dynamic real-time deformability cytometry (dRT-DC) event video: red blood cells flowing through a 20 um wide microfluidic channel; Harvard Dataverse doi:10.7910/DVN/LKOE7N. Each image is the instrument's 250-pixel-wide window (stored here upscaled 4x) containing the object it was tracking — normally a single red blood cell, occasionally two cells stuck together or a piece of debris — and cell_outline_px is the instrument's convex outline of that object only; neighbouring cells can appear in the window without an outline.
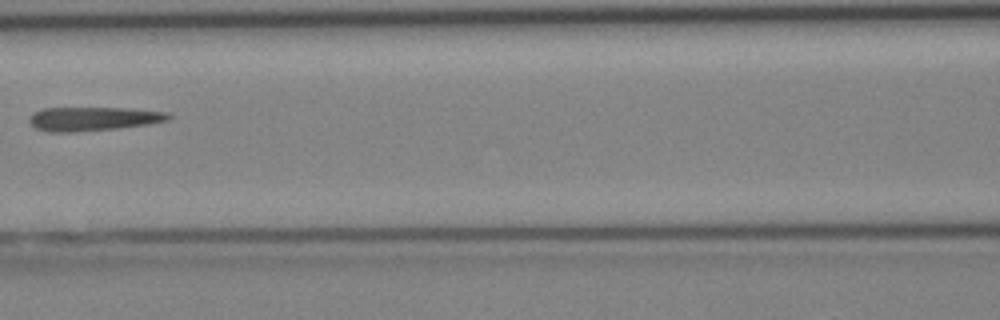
{"species": "Egyptian fruit bat (a non-hibernating species)", "species_latin": "Rousettus aegyptiacus", "temperature_condition": "cold", "stored_images_in_passage": 5, "camera_frame_rate_fps": 3000, "um_per_image_px": 0.085, "animal": {"sex": "female"}, "frame": {"image": 1, "passage_image": 5, "time_ms": 5.0, "image_size_px": [1000, 320], "cell_outline_px": [[172, 116], [168, 120], [148, 124], [116, 128], [68, 132], [48, 132], [36, 128], [28, 120], [36, 112], [44, 108], [124, 108], [168, 112]], "centroid_in_image_um": [7.94, 10.09], "position_along_channel_um": 158.7, "area_um2": 19.02}}